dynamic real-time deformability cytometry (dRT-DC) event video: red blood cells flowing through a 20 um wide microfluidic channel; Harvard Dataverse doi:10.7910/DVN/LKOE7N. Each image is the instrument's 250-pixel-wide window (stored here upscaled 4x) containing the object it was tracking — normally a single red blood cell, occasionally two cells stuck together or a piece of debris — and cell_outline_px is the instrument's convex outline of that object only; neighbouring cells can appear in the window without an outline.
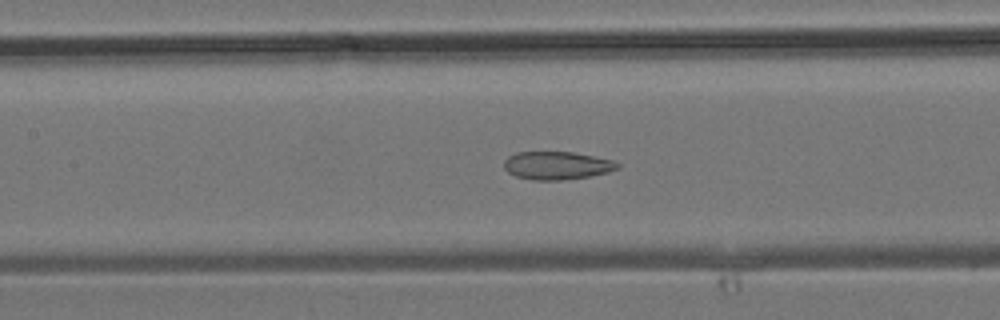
{"species": "common noctule bat (a hibernating species)", "species_latin": "Nyctalus noctula", "temperature_condition": "room temperature", "stored_images_in_passage": 26, "camera_frame_rate_fps": 3000, "um_per_image_px": 0.085, "animal": {"sex": "male", "body_mass_g": 19.2, "forearm_length_mm": 51.8}, "frame": {"image": 1, "passage_image": 6, "time_ms": 1.667, "image_size_px": [1000, 320], "cell_outline_px": [[620, 168], [608, 172], [588, 176], [556, 180], [532, 180], [516, 176], [508, 172], [504, 168], [504, 160], [508, 156], [516, 152], [572, 152], [612, 160], [620, 164]], "centroid_in_image_um": [47.31, 14.06], "position_along_channel_um": 160.1, "area_um2": 18.38}}
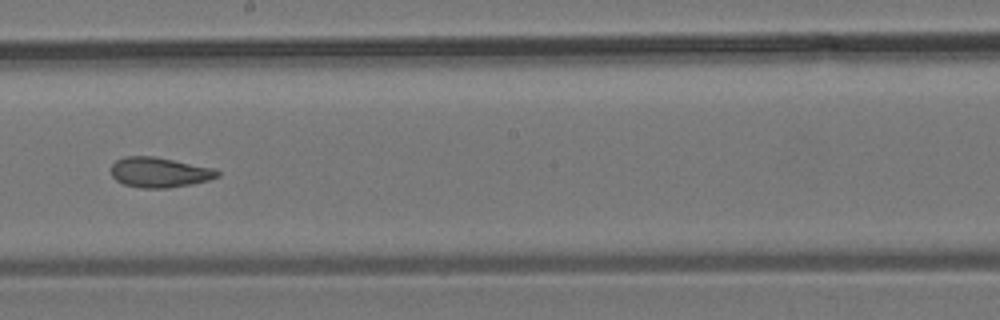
{"frame": {"image": 2, "passage_image": 10, "time_ms": 3.0, "image_size_px": [1000, 320], "cell_outline_px": [[220, 176], [208, 180], [192, 184], [168, 188], [140, 188], [124, 184], [116, 180], [112, 176], [112, 164], [116, 160], [124, 156], [152, 156], [212, 168], [220, 172]], "centroid_in_image_um": [13.53, 14.66], "position_along_channel_um": 234.7, "area_um2": 18.5}}
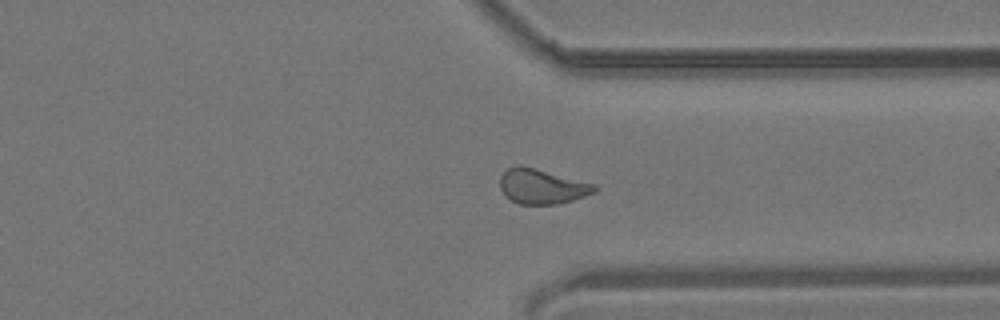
{"frame": {"image": 3, "passage_image": 17, "time_ms": 5.333, "image_size_px": [1000, 320], "cell_outline_px": [[600, 188], [596, 192], [572, 200], [556, 204], [520, 204], [504, 196], [500, 188], [500, 176], [508, 168], [520, 164], [596, 184]], "centroid_in_image_um": [46.07, 15.84], "position_along_channel_um": 365.3, "area_um2": 19.31}}